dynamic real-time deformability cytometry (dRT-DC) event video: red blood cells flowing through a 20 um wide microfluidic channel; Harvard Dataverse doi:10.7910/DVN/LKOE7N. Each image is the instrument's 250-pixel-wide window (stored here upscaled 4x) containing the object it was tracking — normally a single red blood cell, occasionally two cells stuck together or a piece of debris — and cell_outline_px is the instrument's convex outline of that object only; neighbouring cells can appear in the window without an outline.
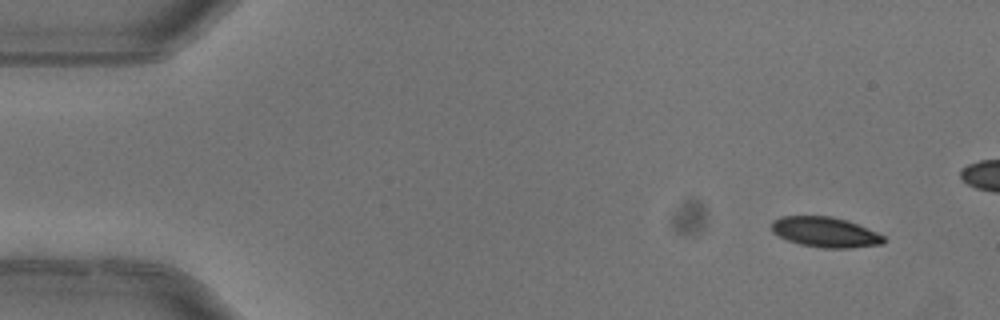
{"species": "common noctule bat (a hibernating species)", "species_latin": "Nyctalus noctula", "temperature_condition": "warm", "stored_images_in_passage": 5, "camera_frame_rate_fps": 3000, "um_per_image_px": 0.085, "animal": {"sex": "female"}, "frame": {"image": 1, "passage_image": 1, "time_ms": 0.0, "image_size_px": [1000, 320], "cell_outline_px": [[888, 240], [884, 244], [848, 248], [824, 248], [800, 244], [788, 240], [772, 232], [772, 220], [780, 216], [828, 216], [844, 220], [856, 224], [876, 232], [884, 236]], "centroid_in_image_um": [70.15, 19.74], "position_along_channel_um": 14.9, "area_um2": 19.59}}